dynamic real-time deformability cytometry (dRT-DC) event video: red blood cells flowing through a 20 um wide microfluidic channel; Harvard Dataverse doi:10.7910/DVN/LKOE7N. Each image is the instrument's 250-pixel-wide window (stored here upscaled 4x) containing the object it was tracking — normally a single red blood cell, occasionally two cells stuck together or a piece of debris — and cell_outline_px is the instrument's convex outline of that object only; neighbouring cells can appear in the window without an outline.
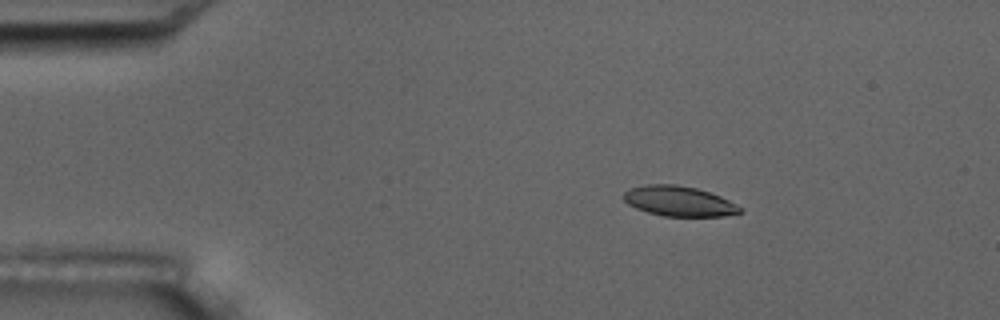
{"species": "common noctule bat (a hibernating species)", "species_latin": "Nyctalus noctula", "temperature_condition": "room temperature", "stored_images_in_passage": 4, "camera_frame_rate_fps": 3000, "um_per_image_px": 0.085, "animal": {"sex": "male", "body_mass_g": 17.5, "forearm_length_mm": 52.3}, "frame": {"image": 1, "passage_image": 2, "time_ms": 1.333, "image_size_px": [1000, 320], "cell_outline_px": [[744, 212], [724, 216], [664, 216], [648, 212], [636, 208], [628, 204], [620, 196], [628, 188], [644, 184], [676, 184], [696, 188], [720, 196], [744, 208]], "centroid_in_image_um": [57.69, 17.09], "position_along_channel_um": 27.3, "area_um2": 20.63}}